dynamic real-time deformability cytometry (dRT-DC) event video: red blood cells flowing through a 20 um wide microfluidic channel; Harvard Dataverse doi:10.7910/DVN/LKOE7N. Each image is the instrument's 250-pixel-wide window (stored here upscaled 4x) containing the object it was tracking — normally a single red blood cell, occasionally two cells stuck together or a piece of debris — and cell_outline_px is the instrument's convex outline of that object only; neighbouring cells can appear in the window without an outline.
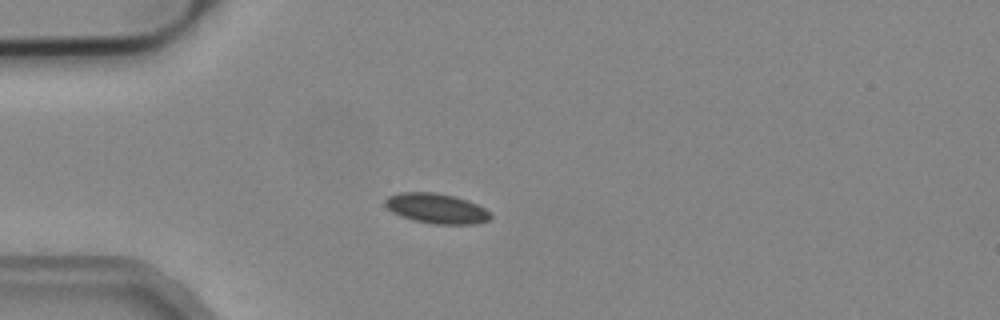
{"species": "common noctule bat (a hibernating species)", "species_latin": "Nyctalus noctula", "temperature_condition": "cold", "stored_images_in_passage": 4, "camera_frame_rate_fps": 3000, "um_per_image_px": 0.085, "animal": {"sex": "male", "body_mass_g": 19.2, "forearm_length_mm": 51.8}, "frame": {"image": 1, "passage_image": 4, "time_ms": 1.0, "image_size_px": [1000, 320], "cell_outline_px": [[492, 216], [488, 220], [476, 224], [432, 224], [412, 220], [400, 216], [392, 212], [384, 204], [384, 200], [388, 196], [400, 192], [436, 192], [456, 196], [468, 200], [484, 208]], "centroid_in_image_um": [37.07, 17.71], "position_along_channel_um": 47.9, "area_um2": 18.61}}